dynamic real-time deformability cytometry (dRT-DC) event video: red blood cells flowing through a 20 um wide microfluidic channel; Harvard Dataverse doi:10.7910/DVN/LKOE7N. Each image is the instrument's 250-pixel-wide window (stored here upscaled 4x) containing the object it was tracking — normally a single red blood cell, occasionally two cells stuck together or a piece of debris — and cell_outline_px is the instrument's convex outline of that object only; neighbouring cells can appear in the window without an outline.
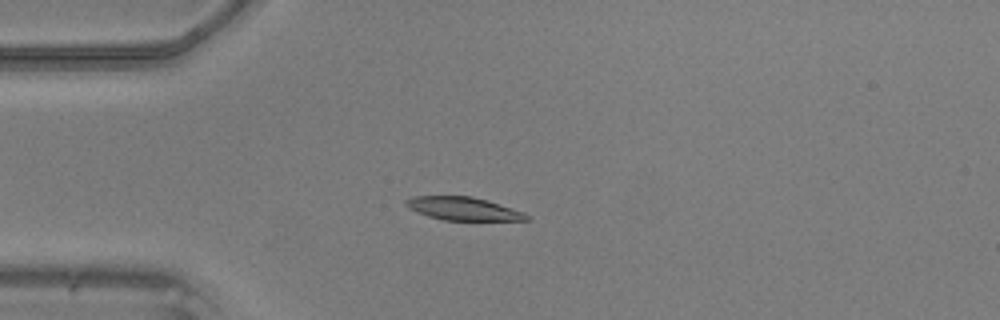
{"species": "common noctule bat (a hibernating species)", "species_latin": "Nyctalus noctula", "temperature_condition": "warm", "stored_images_in_passage": 37, "camera_frame_rate_fps": 3000, "um_per_image_px": 0.085, "animal": {"sex": "male", "body_mass_g": 20.5, "forearm_length_mm": 52.5}, "frame": {"image": 1, "passage_image": 1, "time_ms": 0.0, "image_size_px": [1000, 320], "cell_outline_px": [[528, 220], [444, 220], [428, 216], [408, 208], [404, 204], [404, 200], [416, 196], [468, 196], [484, 200], [524, 212], [528, 216]], "centroid_in_image_um": [39.31, 17.74], "position_along_channel_um": 45.7, "area_um2": 15.9}}
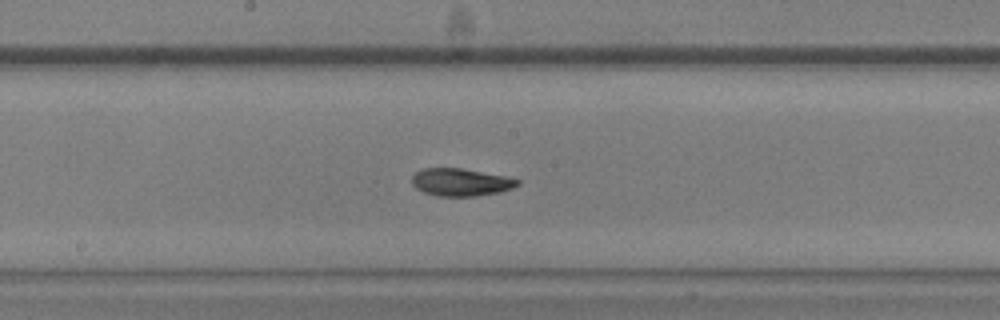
{"frame": {"image": 2, "passage_image": 14, "time_ms": 4.333, "image_size_px": [1000, 320], "cell_outline_px": [[520, 184], [512, 188], [500, 192], [476, 196], [436, 196], [424, 192], [416, 188], [412, 184], [412, 176], [416, 172], [424, 168], [460, 168], [504, 176], [520, 180]], "centroid_in_image_um": [39.15, 15.49], "position_along_channel_um": 209.0, "area_um2": 16.88}}
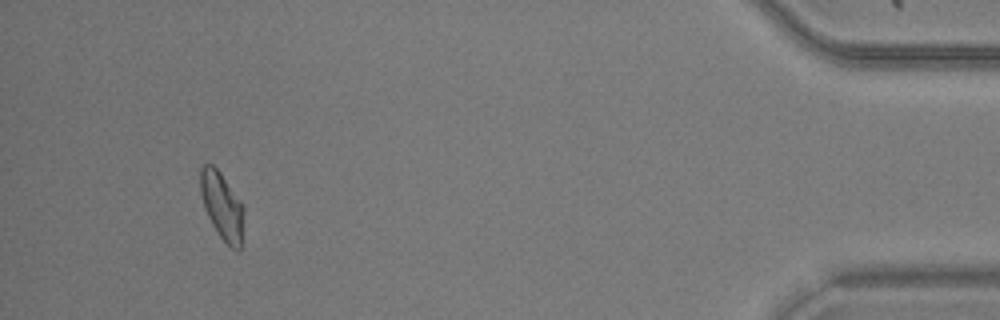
{"frame": {"image": 3, "passage_image": 34, "time_ms": 11.0, "image_size_px": [1000, 320], "cell_outline_px": [[244, 212], [240, 248], [236, 252], [220, 236], [212, 224], [204, 208], [200, 192], [200, 164], [212, 164], [220, 172], [244, 204]], "centroid_in_image_um": [18.87, 17.46], "position_along_channel_um": 416.3, "area_um2": 17.11}}